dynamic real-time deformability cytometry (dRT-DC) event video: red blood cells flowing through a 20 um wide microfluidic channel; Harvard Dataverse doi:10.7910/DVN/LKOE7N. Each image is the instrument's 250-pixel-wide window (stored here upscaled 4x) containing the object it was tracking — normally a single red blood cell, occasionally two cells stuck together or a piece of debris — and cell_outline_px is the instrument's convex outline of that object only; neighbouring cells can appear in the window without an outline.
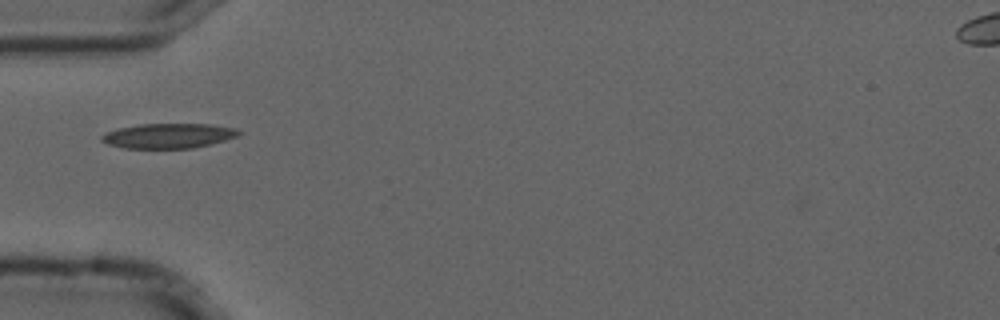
{"species": "common noctule bat (a hibernating species)", "species_latin": "Nyctalus noctula", "temperature_condition": "cold", "stored_images_in_passage": 1, "camera_frame_rate_fps": 3000, "um_per_image_px": 0.085, "animal": {"sex": "male", "forearm_length_mm": 52.5}, "frame": {"image": 1, "passage_image": 1, "time_ms": 0.0, "image_size_px": [1000, 320], "cell_outline_px": [[244, 132], [236, 136], [224, 140], [192, 148], [124, 148], [108, 144], [100, 140], [100, 136], [116, 128], [140, 124], [212, 124], [236, 128]], "centroid_in_image_um": [14.31, 11.53], "position_along_channel_um": 70.7, "area_um2": 19.83}}